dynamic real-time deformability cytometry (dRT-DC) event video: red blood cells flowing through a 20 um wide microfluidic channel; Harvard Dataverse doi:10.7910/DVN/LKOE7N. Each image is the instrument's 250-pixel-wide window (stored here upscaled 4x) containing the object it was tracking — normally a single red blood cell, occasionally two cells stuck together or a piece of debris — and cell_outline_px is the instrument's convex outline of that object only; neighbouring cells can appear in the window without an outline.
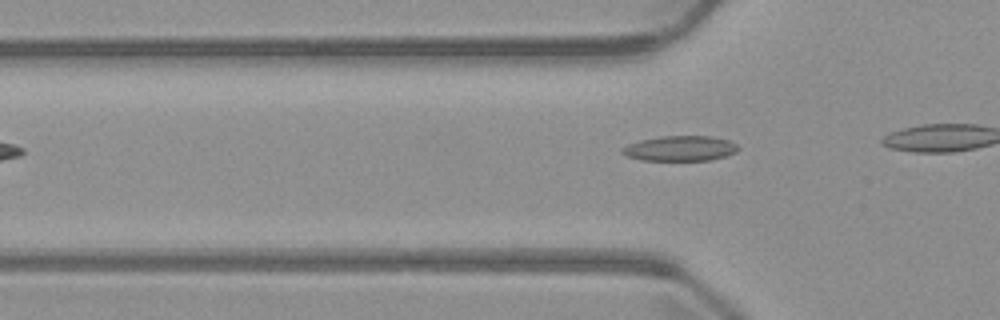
{"species": "common noctule bat (a hibernating species)", "species_latin": "Nyctalus noctula", "temperature_condition": "warm", "stored_images_in_passage": 4, "camera_frame_rate_fps": 3000, "um_per_image_px": 0.085, "animal": {"sex": "male", "body_mass_g": 23.1, "forearm_length_mm": 52.7}, "frame": {"image": 1, "passage_image": 4, "time_ms": 4.333, "image_size_px": [1000, 320], "cell_outline_px": [[740, 148], [736, 152], [728, 156], [712, 160], [640, 160], [624, 156], [620, 152], [620, 148], [628, 144], [640, 140], [660, 136], [712, 136], [728, 140], [736, 144]], "centroid_in_image_um": [57.79, 12.62], "position_along_channel_um": 68.0, "area_um2": 17.28}}